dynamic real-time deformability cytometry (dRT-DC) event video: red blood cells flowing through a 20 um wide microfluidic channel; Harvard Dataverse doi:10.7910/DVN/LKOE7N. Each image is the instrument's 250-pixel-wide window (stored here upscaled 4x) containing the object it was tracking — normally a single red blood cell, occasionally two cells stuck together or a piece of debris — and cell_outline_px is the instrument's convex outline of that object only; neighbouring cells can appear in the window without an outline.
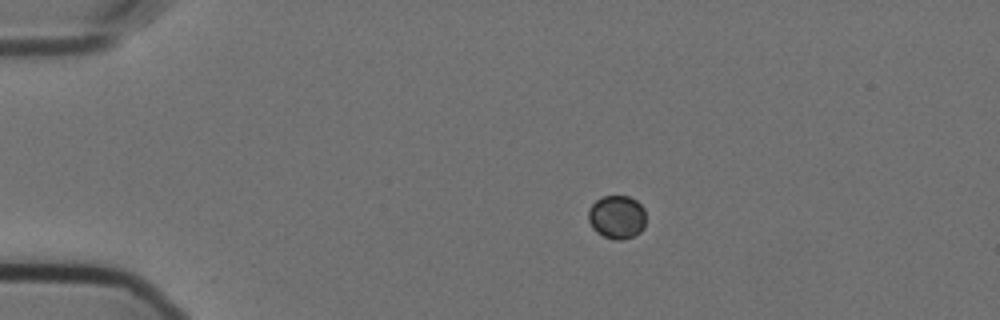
{"species": "Egyptian fruit bat (a non-hibernating species)", "species_latin": "Rousettus aegyptiacus", "temperature_condition": "cold", "stored_images_in_passage": 47, "camera_frame_rate_fps": 3000, "um_per_image_px": 0.085, "animal": {"sex": "female"}, "frame": {"image": 1, "passage_image": 1, "time_ms": 0.0, "image_size_px": [1000, 320], "cell_outline_px": [[644, 228], [640, 232], [624, 240], [616, 240], [604, 236], [596, 232], [592, 228], [588, 220], [588, 208], [596, 200], [604, 196], [628, 196], [636, 200], [644, 208]], "centroid_in_image_um": [52.41, 18.45], "position_along_channel_um": 32.6, "area_um2": 14.62}}
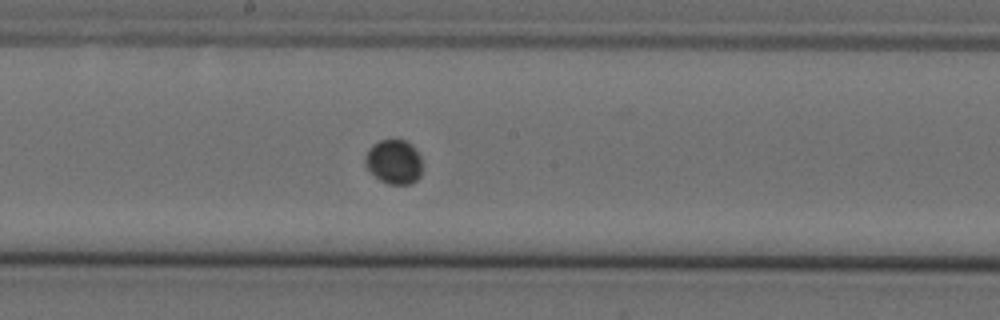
{"frame": {"image": 2, "passage_image": 21, "time_ms": 6.667, "image_size_px": [1000, 320], "cell_outline_px": [[420, 176], [412, 184], [388, 184], [380, 180], [364, 164], [364, 156], [368, 148], [372, 144], [380, 140], [404, 140], [412, 144], [420, 156]], "centroid_in_image_um": [33.46, 13.74], "position_along_channel_um": 214.7, "area_um2": 14.74}}
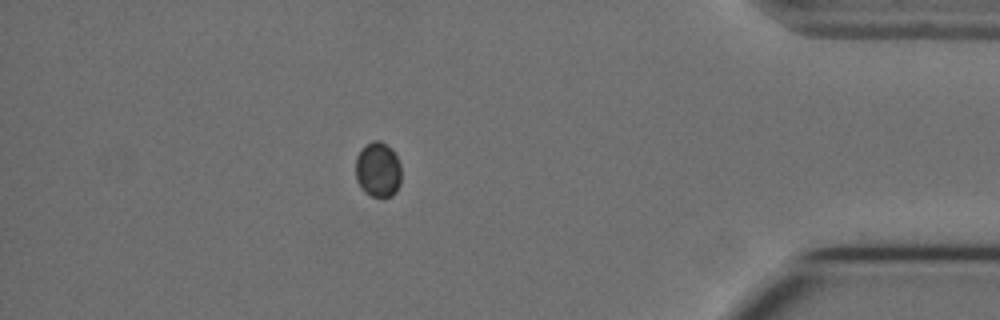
{"frame": {"image": 3, "passage_image": 40, "time_ms": 13.0, "image_size_px": [1000, 320], "cell_outline_px": [[400, 184], [396, 192], [392, 196], [384, 200], [372, 196], [364, 192], [356, 180], [356, 156], [372, 140], [380, 140], [392, 148], [400, 164]], "centroid_in_image_um": [32.14, 14.47], "position_along_channel_um": 403.1, "area_um2": 14.91}}